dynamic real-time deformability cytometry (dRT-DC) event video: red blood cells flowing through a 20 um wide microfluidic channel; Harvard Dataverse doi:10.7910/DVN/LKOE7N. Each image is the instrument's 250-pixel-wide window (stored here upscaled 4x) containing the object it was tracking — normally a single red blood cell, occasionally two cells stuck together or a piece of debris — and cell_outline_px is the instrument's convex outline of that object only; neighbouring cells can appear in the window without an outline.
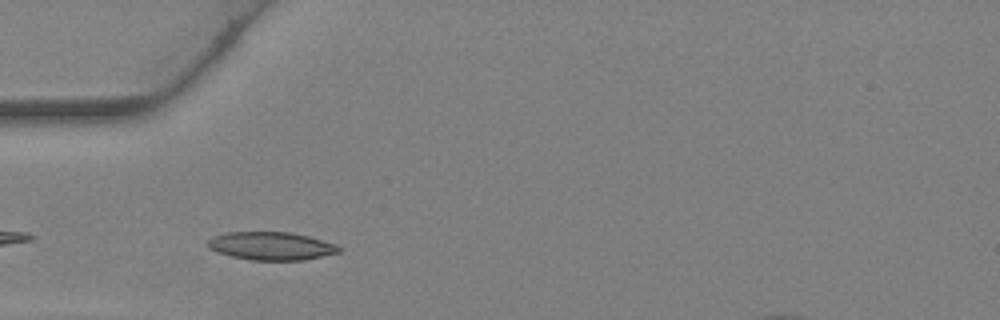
{"species": "Egyptian fruit bat (a non-hibernating species)", "species_latin": "Rousettus aegyptiacus", "temperature_condition": "warm", "stored_images_in_passage": 21, "camera_frame_rate_fps": 3000, "um_per_image_px": 0.085, "animal": {"sex": "female"}, "frame": {"image": 1, "passage_image": 2, "time_ms": 0.333, "image_size_px": [1000, 320], "cell_outline_px": [[340, 252], [304, 260], [252, 260], [232, 256], [208, 248], [208, 240], [216, 236], [228, 232], [288, 232], [308, 236], [336, 244], [340, 248]], "centroid_in_image_um": [23.08, 20.91], "position_along_channel_um": 61.9, "area_um2": 21.15}}
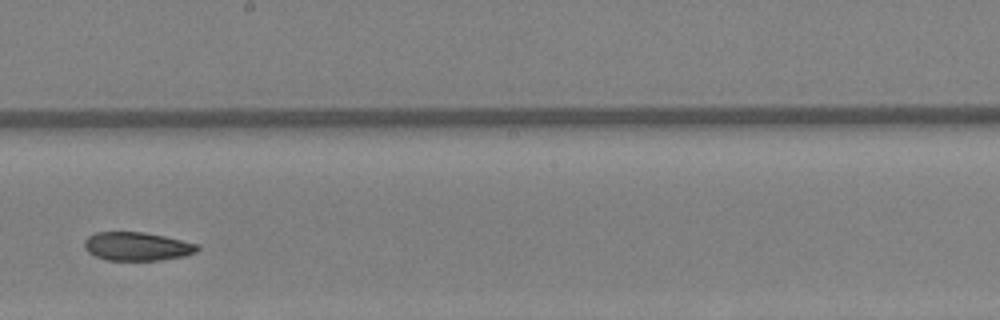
{"frame": {"image": 2, "passage_image": 12, "time_ms": 3.667, "image_size_px": [1000, 320], "cell_outline_px": [[200, 248], [196, 252], [184, 256], [160, 260], [108, 260], [96, 256], [88, 252], [84, 248], [84, 240], [88, 236], [96, 232], [144, 232], [164, 236], [200, 244]], "centroid_in_image_um": [11.66, 20.94], "position_along_channel_um": 236.5, "area_um2": 18.84}}
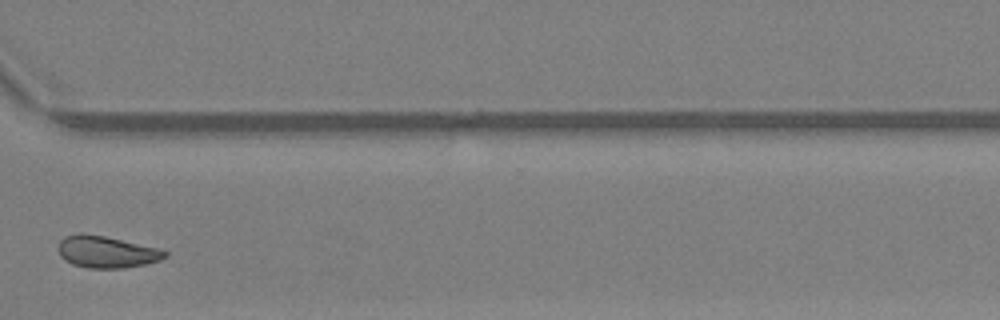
{"frame": {"image": 3, "passage_image": 19, "time_ms": 6.0, "image_size_px": [1000, 320], "cell_outline_px": [[168, 256], [160, 260], [144, 264], [124, 268], [88, 268], [72, 264], [64, 260], [60, 256], [56, 248], [60, 240], [64, 236], [80, 232], [84, 232], [104, 236], [160, 248], [168, 252]], "centroid_in_image_um": [9.02, 21.4], "position_along_channel_um": 361.6, "area_um2": 20.11}}